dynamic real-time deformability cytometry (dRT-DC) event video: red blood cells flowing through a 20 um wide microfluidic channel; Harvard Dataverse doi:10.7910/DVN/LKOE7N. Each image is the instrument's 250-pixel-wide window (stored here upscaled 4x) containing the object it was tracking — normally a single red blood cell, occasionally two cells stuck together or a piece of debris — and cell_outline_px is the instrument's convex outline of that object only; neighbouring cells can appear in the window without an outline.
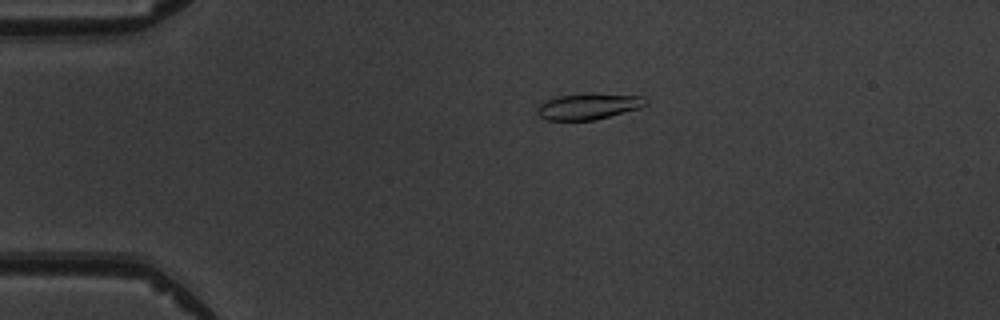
{"species": "common noctule bat (a hibernating species)", "species_latin": "Nyctalus noctula", "temperature_condition": "warm", "stored_images_in_passage": 5, "camera_frame_rate_fps": 3000, "um_per_image_px": 0.085, "animal": {"sex": "male", "body_mass_g": 19.5, "forearm_length_mm": 54.6}, "frame": {"image": 1, "passage_image": 4, "time_ms": 3.333, "image_size_px": [1000, 320], "cell_outline_px": [[648, 104], [640, 108], [596, 120], [544, 120], [536, 112], [536, 108], [540, 104], [556, 96], [644, 96], [648, 100]], "centroid_in_image_um": [50.0, 9.1], "position_along_channel_um": 35.0, "area_um2": 15.66}}